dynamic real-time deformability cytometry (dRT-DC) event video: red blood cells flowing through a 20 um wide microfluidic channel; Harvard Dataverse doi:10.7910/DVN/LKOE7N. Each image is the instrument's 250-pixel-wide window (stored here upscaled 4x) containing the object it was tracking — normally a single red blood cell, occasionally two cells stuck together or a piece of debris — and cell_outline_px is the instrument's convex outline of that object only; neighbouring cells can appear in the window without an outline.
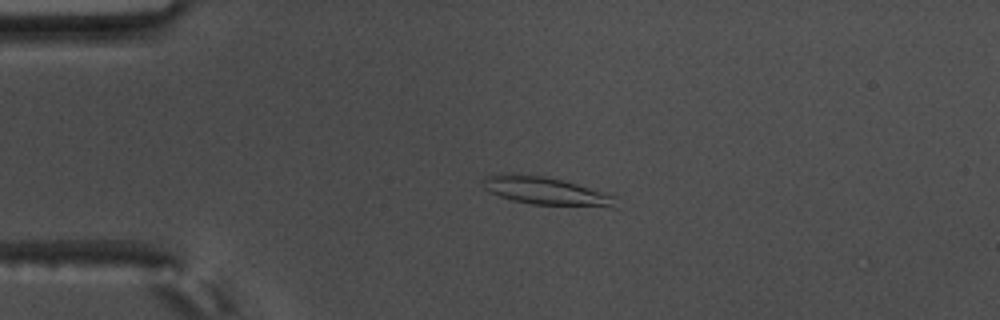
{"species": "common noctule bat (a hibernating species)", "species_latin": "Nyctalus noctula", "temperature_condition": "warm", "stored_images_in_passage": 58, "camera_frame_rate_fps": 3000, "um_per_image_px": 0.085, "animal": {"sex": "male", "body_mass_g": 17.5, "forearm_length_mm": 52.3}, "frame": {"image": 1, "passage_image": 14, "time_ms": 4.333, "image_size_px": [1000, 320], "cell_outline_px": [[616, 208], [612, 208], [532, 204], [512, 200], [500, 196], [484, 188], [484, 176], [504, 172], [544, 176], [576, 184], [616, 196]], "centroid_in_image_um": [46.42, 16.24], "position_along_channel_um": 38.6, "area_um2": 21.68}}
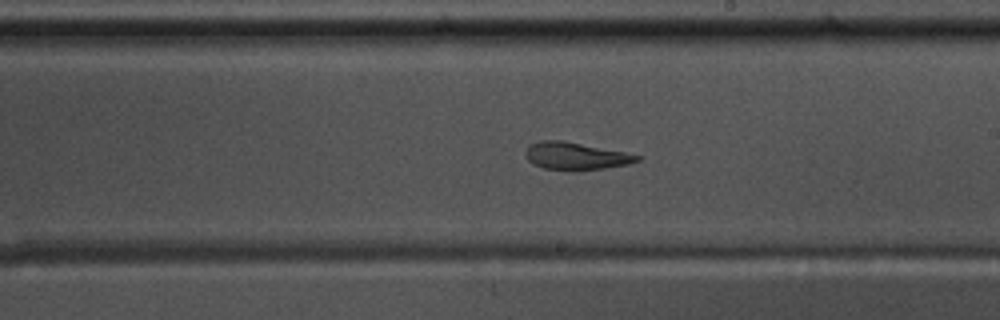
{"frame": {"image": 2, "passage_image": 34, "time_ms": 11.0, "image_size_px": [1000, 320], "cell_outline_px": [[644, 156], [640, 160], [628, 164], [604, 168], [576, 172], [572, 172], [544, 168], [532, 164], [528, 160], [524, 152], [528, 144], [540, 140], [564, 140]], "centroid_in_image_um": [48.9, 13.27], "position_along_channel_um": 240.1, "area_um2": 18.32}}
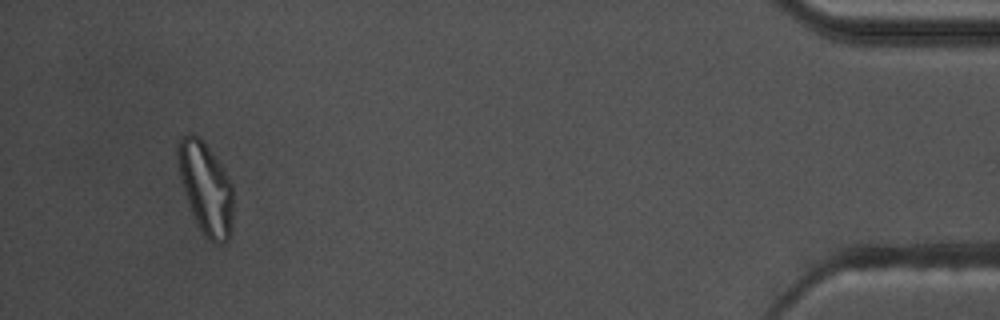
{"frame": {"image": 3, "passage_image": 55, "time_ms": 18.0, "image_size_px": [1000, 320], "cell_outline_px": [[232, 224], [228, 240], [220, 244], [216, 244], [208, 240], [204, 236], [192, 212], [180, 176], [176, 156], [176, 144], [180, 136], [188, 132], [192, 132], [200, 136], [220, 164], [228, 176], [232, 184]], "centroid_in_image_um": [17.47, 15.93], "position_along_channel_um": 417.7, "area_um2": 29.59}, "authors_computed_cell_mechanics": {"area_um2": 21.3282, "velocity_mm_per_s": 3.5555, "shape_relaxation_time_tau1_ms": null, "shape_relaxation_time_tau2_ms": 3.6354, "deformation_change_tau1": null, "deformation_change_tau2": 0.1124}}